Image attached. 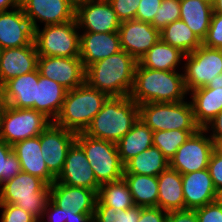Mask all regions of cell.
Wrapping results in <instances>:
<instances>
[{"instance_id": "1", "label": "cell", "mask_w": 222, "mask_h": 222, "mask_svg": "<svg viewBox=\"0 0 222 222\" xmlns=\"http://www.w3.org/2000/svg\"><path fill=\"white\" fill-rule=\"evenodd\" d=\"M138 105L148 102L176 103L188 99L183 72L162 71L137 63L134 84L129 95Z\"/></svg>"}, {"instance_id": "2", "label": "cell", "mask_w": 222, "mask_h": 222, "mask_svg": "<svg viewBox=\"0 0 222 222\" xmlns=\"http://www.w3.org/2000/svg\"><path fill=\"white\" fill-rule=\"evenodd\" d=\"M138 61L126 51L111 55L86 68L85 82L110 96H129Z\"/></svg>"}, {"instance_id": "3", "label": "cell", "mask_w": 222, "mask_h": 222, "mask_svg": "<svg viewBox=\"0 0 222 222\" xmlns=\"http://www.w3.org/2000/svg\"><path fill=\"white\" fill-rule=\"evenodd\" d=\"M139 119V105L129 96H110L84 133L117 143Z\"/></svg>"}, {"instance_id": "4", "label": "cell", "mask_w": 222, "mask_h": 222, "mask_svg": "<svg viewBox=\"0 0 222 222\" xmlns=\"http://www.w3.org/2000/svg\"><path fill=\"white\" fill-rule=\"evenodd\" d=\"M108 97L85 82L66 92L61 111L54 123L75 133L84 132Z\"/></svg>"}, {"instance_id": "5", "label": "cell", "mask_w": 222, "mask_h": 222, "mask_svg": "<svg viewBox=\"0 0 222 222\" xmlns=\"http://www.w3.org/2000/svg\"><path fill=\"white\" fill-rule=\"evenodd\" d=\"M49 200L50 185L23 171L0 187V203L14 204L29 212L37 221H42Z\"/></svg>"}, {"instance_id": "6", "label": "cell", "mask_w": 222, "mask_h": 222, "mask_svg": "<svg viewBox=\"0 0 222 222\" xmlns=\"http://www.w3.org/2000/svg\"><path fill=\"white\" fill-rule=\"evenodd\" d=\"M75 142L83 149L100 185L123 178L124 164L115 143L91 137L84 132L76 134Z\"/></svg>"}, {"instance_id": "7", "label": "cell", "mask_w": 222, "mask_h": 222, "mask_svg": "<svg viewBox=\"0 0 222 222\" xmlns=\"http://www.w3.org/2000/svg\"><path fill=\"white\" fill-rule=\"evenodd\" d=\"M139 119L153 132L166 130H198L188 99L176 103L148 102L139 105Z\"/></svg>"}, {"instance_id": "8", "label": "cell", "mask_w": 222, "mask_h": 222, "mask_svg": "<svg viewBox=\"0 0 222 222\" xmlns=\"http://www.w3.org/2000/svg\"><path fill=\"white\" fill-rule=\"evenodd\" d=\"M40 27L34 30L39 56L79 57L80 31L76 19Z\"/></svg>"}, {"instance_id": "9", "label": "cell", "mask_w": 222, "mask_h": 222, "mask_svg": "<svg viewBox=\"0 0 222 222\" xmlns=\"http://www.w3.org/2000/svg\"><path fill=\"white\" fill-rule=\"evenodd\" d=\"M51 122L33 108H13L5 104L1 114L0 139L13 146L27 138L39 136Z\"/></svg>"}, {"instance_id": "10", "label": "cell", "mask_w": 222, "mask_h": 222, "mask_svg": "<svg viewBox=\"0 0 222 222\" xmlns=\"http://www.w3.org/2000/svg\"><path fill=\"white\" fill-rule=\"evenodd\" d=\"M182 67L188 93L207 86L215 75L222 73V49L209 48L202 44L184 56Z\"/></svg>"}, {"instance_id": "11", "label": "cell", "mask_w": 222, "mask_h": 222, "mask_svg": "<svg viewBox=\"0 0 222 222\" xmlns=\"http://www.w3.org/2000/svg\"><path fill=\"white\" fill-rule=\"evenodd\" d=\"M215 143L204 128H199L183 143L170 160V168L181 175L207 169Z\"/></svg>"}, {"instance_id": "12", "label": "cell", "mask_w": 222, "mask_h": 222, "mask_svg": "<svg viewBox=\"0 0 222 222\" xmlns=\"http://www.w3.org/2000/svg\"><path fill=\"white\" fill-rule=\"evenodd\" d=\"M50 200L62 208L64 222L78 218V213H95L97 193L89 188L65 185L55 181L50 185Z\"/></svg>"}, {"instance_id": "13", "label": "cell", "mask_w": 222, "mask_h": 222, "mask_svg": "<svg viewBox=\"0 0 222 222\" xmlns=\"http://www.w3.org/2000/svg\"><path fill=\"white\" fill-rule=\"evenodd\" d=\"M75 19L80 32H118L121 21L108 0H85L77 8Z\"/></svg>"}, {"instance_id": "14", "label": "cell", "mask_w": 222, "mask_h": 222, "mask_svg": "<svg viewBox=\"0 0 222 222\" xmlns=\"http://www.w3.org/2000/svg\"><path fill=\"white\" fill-rule=\"evenodd\" d=\"M41 76L59 83L67 91L85 83L86 69L80 57L39 56Z\"/></svg>"}, {"instance_id": "15", "label": "cell", "mask_w": 222, "mask_h": 222, "mask_svg": "<svg viewBox=\"0 0 222 222\" xmlns=\"http://www.w3.org/2000/svg\"><path fill=\"white\" fill-rule=\"evenodd\" d=\"M75 132L54 122L39 135L42 157L48 170L57 177L63 169L68 149L76 139Z\"/></svg>"}, {"instance_id": "16", "label": "cell", "mask_w": 222, "mask_h": 222, "mask_svg": "<svg viewBox=\"0 0 222 222\" xmlns=\"http://www.w3.org/2000/svg\"><path fill=\"white\" fill-rule=\"evenodd\" d=\"M20 6L34 30L41 23L45 26L75 20L76 8L67 0H21Z\"/></svg>"}, {"instance_id": "17", "label": "cell", "mask_w": 222, "mask_h": 222, "mask_svg": "<svg viewBox=\"0 0 222 222\" xmlns=\"http://www.w3.org/2000/svg\"><path fill=\"white\" fill-rule=\"evenodd\" d=\"M118 33L122 50L137 61L161 39L160 30L151 23L135 19L121 22Z\"/></svg>"}, {"instance_id": "18", "label": "cell", "mask_w": 222, "mask_h": 222, "mask_svg": "<svg viewBox=\"0 0 222 222\" xmlns=\"http://www.w3.org/2000/svg\"><path fill=\"white\" fill-rule=\"evenodd\" d=\"M55 181L65 185L89 188L96 193L100 188L83 149L76 142L68 149L63 169Z\"/></svg>"}, {"instance_id": "19", "label": "cell", "mask_w": 222, "mask_h": 222, "mask_svg": "<svg viewBox=\"0 0 222 222\" xmlns=\"http://www.w3.org/2000/svg\"><path fill=\"white\" fill-rule=\"evenodd\" d=\"M34 42V29L21 6L0 12V47L18 48Z\"/></svg>"}, {"instance_id": "20", "label": "cell", "mask_w": 222, "mask_h": 222, "mask_svg": "<svg viewBox=\"0 0 222 222\" xmlns=\"http://www.w3.org/2000/svg\"><path fill=\"white\" fill-rule=\"evenodd\" d=\"M38 53L33 42L18 48L2 49L0 55V88L10 79L35 71Z\"/></svg>"}, {"instance_id": "21", "label": "cell", "mask_w": 222, "mask_h": 222, "mask_svg": "<svg viewBox=\"0 0 222 222\" xmlns=\"http://www.w3.org/2000/svg\"><path fill=\"white\" fill-rule=\"evenodd\" d=\"M122 50L118 32H80V59L85 69Z\"/></svg>"}, {"instance_id": "22", "label": "cell", "mask_w": 222, "mask_h": 222, "mask_svg": "<svg viewBox=\"0 0 222 222\" xmlns=\"http://www.w3.org/2000/svg\"><path fill=\"white\" fill-rule=\"evenodd\" d=\"M181 176L185 209L203 207L218 199L219 193L213 184L208 169Z\"/></svg>"}, {"instance_id": "23", "label": "cell", "mask_w": 222, "mask_h": 222, "mask_svg": "<svg viewBox=\"0 0 222 222\" xmlns=\"http://www.w3.org/2000/svg\"><path fill=\"white\" fill-rule=\"evenodd\" d=\"M38 79V68L30 73L10 79L0 88L3 102L13 108L35 109Z\"/></svg>"}, {"instance_id": "24", "label": "cell", "mask_w": 222, "mask_h": 222, "mask_svg": "<svg viewBox=\"0 0 222 222\" xmlns=\"http://www.w3.org/2000/svg\"><path fill=\"white\" fill-rule=\"evenodd\" d=\"M12 150L18 157L23 172L41 178L48 185L55 182L56 177L48 170L42 157L39 136L17 142L12 146Z\"/></svg>"}, {"instance_id": "25", "label": "cell", "mask_w": 222, "mask_h": 222, "mask_svg": "<svg viewBox=\"0 0 222 222\" xmlns=\"http://www.w3.org/2000/svg\"><path fill=\"white\" fill-rule=\"evenodd\" d=\"M196 124L204 128L222 110V87H201L188 93Z\"/></svg>"}, {"instance_id": "26", "label": "cell", "mask_w": 222, "mask_h": 222, "mask_svg": "<svg viewBox=\"0 0 222 222\" xmlns=\"http://www.w3.org/2000/svg\"><path fill=\"white\" fill-rule=\"evenodd\" d=\"M67 90L59 83L40 75L36 84L35 110L43 113L52 122L61 111Z\"/></svg>"}, {"instance_id": "27", "label": "cell", "mask_w": 222, "mask_h": 222, "mask_svg": "<svg viewBox=\"0 0 222 222\" xmlns=\"http://www.w3.org/2000/svg\"><path fill=\"white\" fill-rule=\"evenodd\" d=\"M157 179L158 207L167 212L185 209L181 174L169 167Z\"/></svg>"}, {"instance_id": "28", "label": "cell", "mask_w": 222, "mask_h": 222, "mask_svg": "<svg viewBox=\"0 0 222 222\" xmlns=\"http://www.w3.org/2000/svg\"><path fill=\"white\" fill-rule=\"evenodd\" d=\"M185 54L161 39L155 43L138 61L145 68L162 71H182ZM180 67V69H179Z\"/></svg>"}, {"instance_id": "29", "label": "cell", "mask_w": 222, "mask_h": 222, "mask_svg": "<svg viewBox=\"0 0 222 222\" xmlns=\"http://www.w3.org/2000/svg\"><path fill=\"white\" fill-rule=\"evenodd\" d=\"M152 138L153 131L138 119L131 130L116 143L121 162L125 164L131 158L153 146Z\"/></svg>"}, {"instance_id": "30", "label": "cell", "mask_w": 222, "mask_h": 222, "mask_svg": "<svg viewBox=\"0 0 222 222\" xmlns=\"http://www.w3.org/2000/svg\"><path fill=\"white\" fill-rule=\"evenodd\" d=\"M213 7L202 0H180V19L203 41L207 35Z\"/></svg>"}, {"instance_id": "31", "label": "cell", "mask_w": 222, "mask_h": 222, "mask_svg": "<svg viewBox=\"0 0 222 222\" xmlns=\"http://www.w3.org/2000/svg\"><path fill=\"white\" fill-rule=\"evenodd\" d=\"M169 167L170 161L157 147L151 146L124 164V174L158 176Z\"/></svg>"}, {"instance_id": "32", "label": "cell", "mask_w": 222, "mask_h": 222, "mask_svg": "<svg viewBox=\"0 0 222 222\" xmlns=\"http://www.w3.org/2000/svg\"><path fill=\"white\" fill-rule=\"evenodd\" d=\"M129 186L135 206L158 207V179L157 176L123 174Z\"/></svg>"}, {"instance_id": "33", "label": "cell", "mask_w": 222, "mask_h": 222, "mask_svg": "<svg viewBox=\"0 0 222 222\" xmlns=\"http://www.w3.org/2000/svg\"><path fill=\"white\" fill-rule=\"evenodd\" d=\"M161 40L185 55L195 51L202 45V41L193 33L184 21L178 19L160 31Z\"/></svg>"}, {"instance_id": "34", "label": "cell", "mask_w": 222, "mask_h": 222, "mask_svg": "<svg viewBox=\"0 0 222 222\" xmlns=\"http://www.w3.org/2000/svg\"><path fill=\"white\" fill-rule=\"evenodd\" d=\"M96 206H112L123 210L135 206L129 186L124 178L100 185Z\"/></svg>"}, {"instance_id": "35", "label": "cell", "mask_w": 222, "mask_h": 222, "mask_svg": "<svg viewBox=\"0 0 222 222\" xmlns=\"http://www.w3.org/2000/svg\"><path fill=\"white\" fill-rule=\"evenodd\" d=\"M197 130H166L153 132V146L157 147L170 161L177 149L186 142L191 134Z\"/></svg>"}, {"instance_id": "36", "label": "cell", "mask_w": 222, "mask_h": 222, "mask_svg": "<svg viewBox=\"0 0 222 222\" xmlns=\"http://www.w3.org/2000/svg\"><path fill=\"white\" fill-rule=\"evenodd\" d=\"M140 215V206L124 210L112 206H95L93 222H138Z\"/></svg>"}, {"instance_id": "37", "label": "cell", "mask_w": 222, "mask_h": 222, "mask_svg": "<svg viewBox=\"0 0 222 222\" xmlns=\"http://www.w3.org/2000/svg\"><path fill=\"white\" fill-rule=\"evenodd\" d=\"M21 171V163L12 146L0 139V187Z\"/></svg>"}, {"instance_id": "38", "label": "cell", "mask_w": 222, "mask_h": 222, "mask_svg": "<svg viewBox=\"0 0 222 222\" xmlns=\"http://www.w3.org/2000/svg\"><path fill=\"white\" fill-rule=\"evenodd\" d=\"M180 19V0H162L151 24L158 30H162L170 23Z\"/></svg>"}, {"instance_id": "39", "label": "cell", "mask_w": 222, "mask_h": 222, "mask_svg": "<svg viewBox=\"0 0 222 222\" xmlns=\"http://www.w3.org/2000/svg\"><path fill=\"white\" fill-rule=\"evenodd\" d=\"M0 222H38L29 212L14 204L0 203Z\"/></svg>"}, {"instance_id": "40", "label": "cell", "mask_w": 222, "mask_h": 222, "mask_svg": "<svg viewBox=\"0 0 222 222\" xmlns=\"http://www.w3.org/2000/svg\"><path fill=\"white\" fill-rule=\"evenodd\" d=\"M202 44L209 48L222 49V14H212L211 23Z\"/></svg>"}, {"instance_id": "41", "label": "cell", "mask_w": 222, "mask_h": 222, "mask_svg": "<svg viewBox=\"0 0 222 222\" xmlns=\"http://www.w3.org/2000/svg\"><path fill=\"white\" fill-rule=\"evenodd\" d=\"M116 12L118 19L123 22L136 17L140 0H108Z\"/></svg>"}, {"instance_id": "42", "label": "cell", "mask_w": 222, "mask_h": 222, "mask_svg": "<svg viewBox=\"0 0 222 222\" xmlns=\"http://www.w3.org/2000/svg\"><path fill=\"white\" fill-rule=\"evenodd\" d=\"M198 222H222V202L217 199L195 209Z\"/></svg>"}, {"instance_id": "43", "label": "cell", "mask_w": 222, "mask_h": 222, "mask_svg": "<svg viewBox=\"0 0 222 222\" xmlns=\"http://www.w3.org/2000/svg\"><path fill=\"white\" fill-rule=\"evenodd\" d=\"M207 169L219 193L222 190V153L216 148L211 153Z\"/></svg>"}, {"instance_id": "44", "label": "cell", "mask_w": 222, "mask_h": 222, "mask_svg": "<svg viewBox=\"0 0 222 222\" xmlns=\"http://www.w3.org/2000/svg\"><path fill=\"white\" fill-rule=\"evenodd\" d=\"M162 0H140L135 20L151 23Z\"/></svg>"}, {"instance_id": "45", "label": "cell", "mask_w": 222, "mask_h": 222, "mask_svg": "<svg viewBox=\"0 0 222 222\" xmlns=\"http://www.w3.org/2000/svg\"><path fill=\"white\" fill-rule=\"evenodd\" d=\"M168 212L159 207H141L138 222H165Z\"/></svg>"}, {"instance_id": "46", "label": "cell", "mask_w": 222, "mask_h": 222, "mask_svg": "<svg viewBox=\"0 0 222 222\" xmlns=\"http://www.w3.org/2000/svg\"><path fill=\"white\" fill-rule=\"evenodd\" d=\"M165 222H198L195 209H183L170 211Z\"/></svg>"}, {"instance_id": "47", "label": "cell", "mask_w": 222, "mask_h": 222, "mask_svg": "<svg viewBox=\"0 0 222 222\" xmlns=\"http://www.w3.org/2000/svg\"><path fill=\"white\" fill-rule=\"evenodd\" d=\"M215 146L222 141V110L204 127Z\"/></svg>"}, {"instance_id": "48", "label": "cell", "mask_w": 222, "mask_h": 222, "mask_svg": "<svg viewBox=\"0 0 222 222\" xmlns=\"http://www.w3.org/2000/svg\"><path fill=\"white\" fill-rule=\"evenodd\" d=\"M64 222L62 208L56 206L51 200L48 201L41 222Z\"/></svg>"}, {"instance_id": "49", "label": "cell", "mask_w": 222, "mask_h": 222, "mask_svg": "<svg viewBox=\"0 0 222 222\" xmlns=\"http://www.w3.org/2000/svg\"><path fill=\"white\" fill-rule=\"evenodd\" d=\"M21 0H0V12L12 10L19 7Z\"/></svg>"}, {"instance_id": "50", "label": "cell", "mask_w": 222, "mask_h": 222, "mask_svg": "<svg viewBox=\"0 0 222 222\" xmlns=\"http://www.w3.org/2000/svg\"><path fill=\"white\" fill-rule=\"evenodd\" d=\"M94 213H78V218H72L66 222H93Z\"/></svg>"}, {"instance_id": "51", "label": "cell", "mask_w": 222, "mask_h": 222, "mask_svg": "<svg viewBox=\"0 0 222 222\" xmlns=\"http://www.w3.org/2000/svg\"><path fill=\"white\" fill-rule=\"evenodd\" d=\"M206 87H222V73L215 75Z\"/></svg>"}, {"instance_id": "52", "label": "cell", "mask_w": 222, "mask_h": 222, "mask_svg": "<svg viewBox=\"0 0 222 222\" xmlns=\"http://www.w3.org/2000/svg\"><path fill=\"white\" fill-rule=\"evenodd\" d=\"M213 13L222 14V0H216L213 5Z\"/></svg>"}, {"instance_id": "53", "label": "cell", "mask_w": 222, "mask_h": 222, "mask_svg": "<svg viewBox=\"0 0 222 222\" xmlns=\"http://www.w3.org/2000/svg\"><path fill=\"white\" fill-rule=\"evenodd\" d=\"M67 1L71 3L75 8H77L85 0H67Z\"/></svg>"}, {"instance_id": "54", "label": "cell", "mask_w": 222, "mask_h": 222, "mask_svg": "<svg viewBox=\"0 0 222 222\" xmlns=\"http://www.w3.org/2000/svg\"><path fill=\"white\" fill-rule=\"evenodd\" d=\"M4 105H5V103L2 100V96H1V92H0V124H1V114L4 109Z\"/></svg>"}, {"instance_id": "55", "label": "cell", "mask_w": 222, "mask_h": 222, "mask_svg": "<svg viewBox=\"0 0 222 222\" xmlns=\"http://www.w3.org/2000/svg\"><path fill=\"white\" fill-rule=\"evenodd\" d=\"M204 3H207L208 5H211L213 7V5L215 4L216 0H202Z\"/></svg>"}, {"instance_id": "56", "label": "cell", "mask_w": 222, "mask_h": 222, "mask_svg": "<svg viewBox=\"0 0 222 222\" xmlns=\"http://www.w3.org/2000/svg\"><path fill=\"white\" fill-rule=\"evenodd\" d=\"M215 148L222 153V141L219 142V143L215 146Z\"/></svg>"}, {"instance_id": "57", "label": "cell", "mask_w": 222, "mask_h": 222, "mask_svg": "<svg viewBox=\"0 0 222 222\" xmlns=\"http://www.w3.org/2000/svg\"><path fill=\"white\" fill-rule=\"evenodd\" d=\"M218 199L222 202V190L219 192Z\"/></svg>"}]
</instances>
